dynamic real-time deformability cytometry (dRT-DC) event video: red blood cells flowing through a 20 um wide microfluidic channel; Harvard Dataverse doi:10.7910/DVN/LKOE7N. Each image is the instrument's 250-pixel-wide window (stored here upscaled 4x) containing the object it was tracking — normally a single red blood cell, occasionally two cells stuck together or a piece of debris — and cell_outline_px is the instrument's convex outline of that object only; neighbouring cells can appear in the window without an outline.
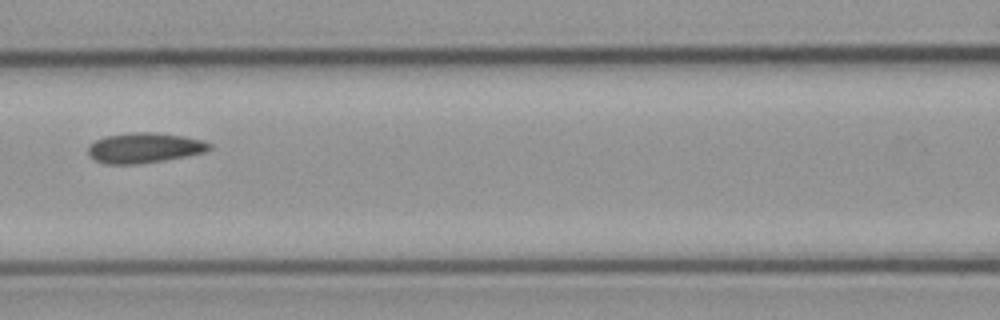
{"species": "common noctule bat (a hibernating species)", "species_latin": "Nyctalus noctula", "temperature_condition": "cold", "stored_images_in_passage": 5, "camera_frame_rate_fps": 3000, "um_per_image_px": 0.085, "animal": {"sex": "male", "body_mass_g": 23.1, "forearm_length_mm": 52.7}, "frame": {"image": 1, "passage_image": 5, "time_ms": 5.667, "image_size_px": [1000, 320], "cell_outline_px": [[212, 148], [204, 152], [164, 160], [136, 164], [104, 164], [96, 160], [88, 152], [88, 148], [96, 140], [104, 136], [132, 132], [152, 132], [184, 136], [200, 140], [212, 144]], "centroid_in_image_um": [12.27, 12.56], "position_along_channel_um": 154.3, "area_um2": 21.1}}